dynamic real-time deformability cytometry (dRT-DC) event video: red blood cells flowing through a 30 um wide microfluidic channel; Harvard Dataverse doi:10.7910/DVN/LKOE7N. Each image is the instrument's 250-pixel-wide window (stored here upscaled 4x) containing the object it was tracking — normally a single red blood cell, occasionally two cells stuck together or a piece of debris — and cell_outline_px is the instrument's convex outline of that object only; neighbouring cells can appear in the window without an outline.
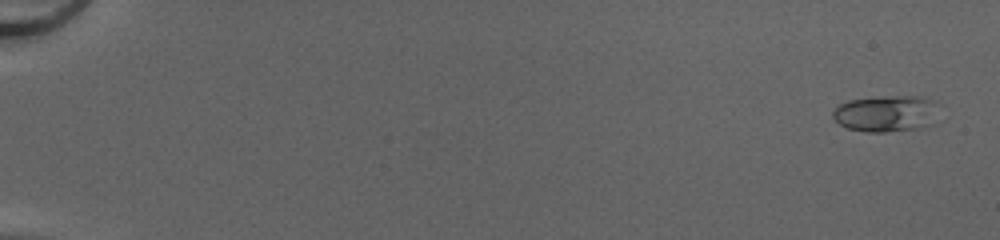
{"species": "common noctule bat (a hibernating species)", "species_latin": "Nyctalus noctula", "temperature_condition": "cold", "stored_images_in_passage": 51, "camera_frame_rate_fps": 3000, "um_per_image_px": 0.085, "animal": {"sex": "female", "body_mass_g": 20.0, "forearm_length_mm": 54.0}, "frame": {"image": 1, "passage_image": 2, "time_ms": 0.333, "image_size_px": [1000, 240], "cell_outline_px": [[940, 104], [932, 124], [916, 128], [884, 132], [868, 132], [848, 128], [840, 124], [832, 116], [832, 112], [840, 104], [848, 100], [884, 96], [924, 96], [936, 100]], "centroid_in_image_um": [75.37, 9.63], "position_along_channel_um": 9.6, "area_um2": 22.66}}
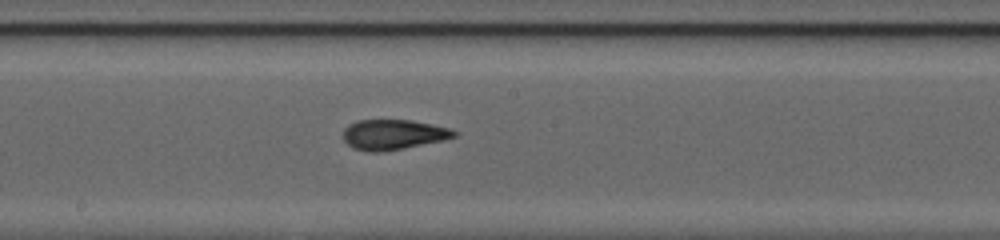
{"frame": {"image": 2, "passage_image": 30, "time_ms": 9.667, "image_size_px": [1000, 240], "cell_outline_px": [[460, 132], [456, 136], [444, 140], [404, 148], [380, 152], [368, 152], [352, 148], [344, 140], [344, 128], [348, 124], [356, 120], [412, 120], [452, 128]], "centroid_in_image_um": [33.45, 11.43], "position_along_channel_um": 214.7, "area_um2": 19.71}}
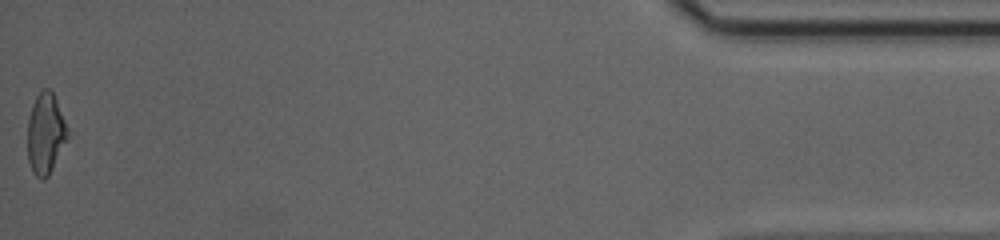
{"frame": {"image": 3, "passage_image": 51, "time_ms": 16.667, "image_size_px": [1000, 240], "cell_outline_px": [[68, 140], [48, 176], [44, 180], [40, 180], [32, 172], [28, 160], [28, 120], [32, 104], [36, 96], [44, 88], [48, 88], [52, 92], [56, 100], [68, 128]], "centroid_in_image_um": [3.87, 11.39], "position_along_channel_um": 431.3, "area_um2": 18.9}, "authors_computed_cell_mechanics": {"area_um2": 19.1318, "velocity_mm_per_s": 4.2563, "shape_relaxation_time_tau1_ms": null, "shape_relaxation_time_tau2_ms": 1.4519, "deformation_change_tau1": null, "deformation_change_tau2": 0.0898}}